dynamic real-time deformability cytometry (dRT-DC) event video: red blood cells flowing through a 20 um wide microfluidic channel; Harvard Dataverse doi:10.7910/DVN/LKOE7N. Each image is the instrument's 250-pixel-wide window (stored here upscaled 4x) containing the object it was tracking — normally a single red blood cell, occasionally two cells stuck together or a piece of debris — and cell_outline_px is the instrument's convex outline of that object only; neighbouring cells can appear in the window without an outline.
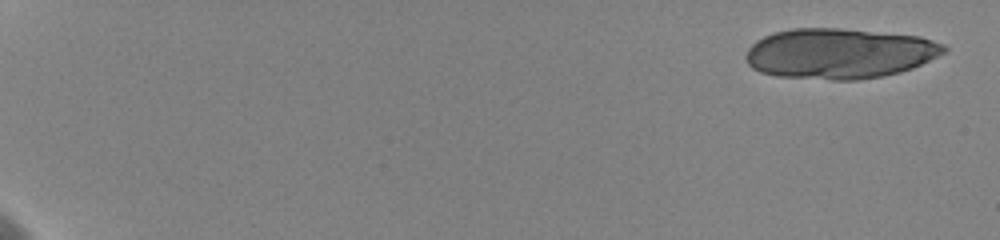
{"species": "human", "species_latin": "Homo sapiens", "temperature_condition": "cold", "stored_images_in_passage": 14, "camera_frame_rate_fps": 3000, "um_per_image_px": 0.085, "donor": {"sex": "female"}, "frame": {"image": 1, "passage_image": 1, "time_ms": 0.0, "image_size_px": [1000, 240], "cell_outline_px": [[948, 52], [912, 68], [900, 72], [884, 76], [856, 80], [832, 80], [776, 76], [760, 72], [752, 68], [748, 64], [744, 56], [748, 48], [756, 40], [772, 32], [792, 28], [840, 28], [920, 36], [944, 44], [948, 48]], "centroid_in_image_um": [71.34, 4.54], "position_along_channel_um": 13.7, "area_um2": 58.67}}
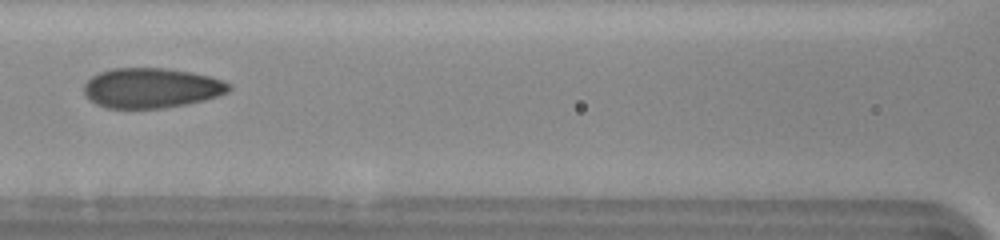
{"frame": {"image": 2, "passage_image": 10, "time_ms": 9.667, "image_size_px": [1000, 240], "cell_outline_px": [[232, 88], [228, 92], [204, 100], [184, 104], [160, 108], [108, 108], [96, 104], [84, 92], [84, 84], [92, 76], [100, 72], [112, 68], [164, 68], [192, 72], [208, 76], [232, 84]], "centroid_in_image_um": [12.87, 7.47], "position_along_channel_um": 153.7, "area_um2": 33.52}}